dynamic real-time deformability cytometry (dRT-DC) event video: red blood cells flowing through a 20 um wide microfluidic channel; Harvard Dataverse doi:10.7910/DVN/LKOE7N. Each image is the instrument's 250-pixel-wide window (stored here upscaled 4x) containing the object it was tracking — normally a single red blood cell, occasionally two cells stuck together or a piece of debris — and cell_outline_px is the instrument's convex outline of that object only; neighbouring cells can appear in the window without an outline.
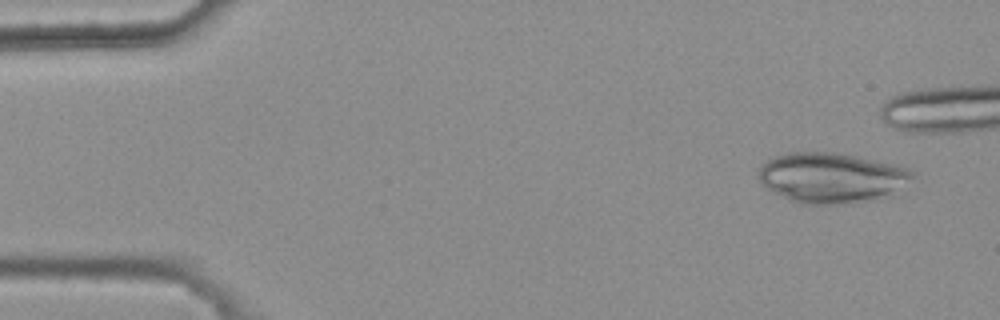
{"species": "common noctule bat (a hibernating species)", "species_latin": "Nyctalus noctula", "temperature_condition": "warm", "stored_images_in_passage": 5, "camera_frame_rate_fps": 3000, "um_per_image_px": 0.085, "animal": {"sex": "female", "body_mass_g": 25.1}, "frame": {"image": 1, "passage_image": 1, "time_ms": 0.0, "image_size_px": [1000, 320], "cell_outline_px": [[916, 172], [912, 176], [876, 200], [840, 204], [800, 204], [768, 188], [760, 180], [760, 168], [768, 160], [776, 156], [792, 152], [832, 152], [856, 156], [896, 164], [908, 168]], "centroid_in_image_um": [70.64, 15.09], "position_along_channel_um": 14.4, "area_um2": 43.87}}